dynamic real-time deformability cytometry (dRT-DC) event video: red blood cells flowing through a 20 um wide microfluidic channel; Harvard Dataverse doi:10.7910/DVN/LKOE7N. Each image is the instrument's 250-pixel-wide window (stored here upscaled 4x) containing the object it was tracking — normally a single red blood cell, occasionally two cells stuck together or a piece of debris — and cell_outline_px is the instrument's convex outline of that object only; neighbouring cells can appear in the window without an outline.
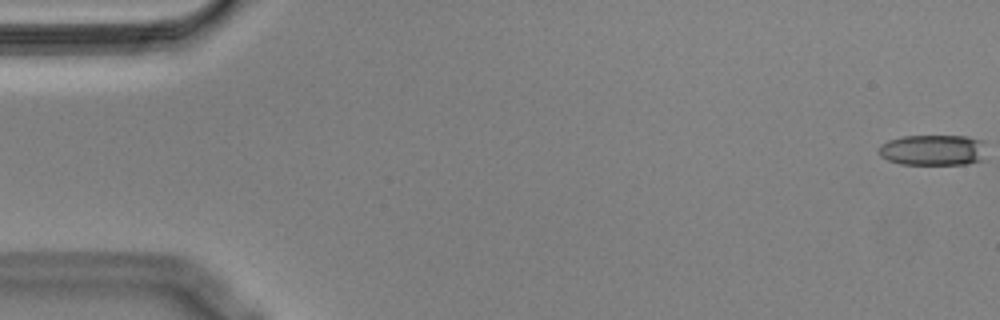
{"species": "Egyptian fruit bat (a non-hibernating species)", "species_latin": "Rousettus aegyptiacus", "temperature_condition": "cold", "stored_images_in_passage": 56, "camera_frame_rate_fps": 3000, "um_per_image_px": 0.085, "animal": {"sex": "male"}, "frame": {"image": 1, "passage_image": 1, "time_ms": 0.0, "image_size_px": [1000, 320], "cell_outline_px": [[984, 160], [968, 164], [900, 164], [888, 160], [880, 156], [880, 144], [888, 140], [904, 136], [968, 136], [984, 140]], "centroid_in_image_um": [79.34, 12.75], "position_along_channel_um": 5.7, "area_um2": 19.48}}
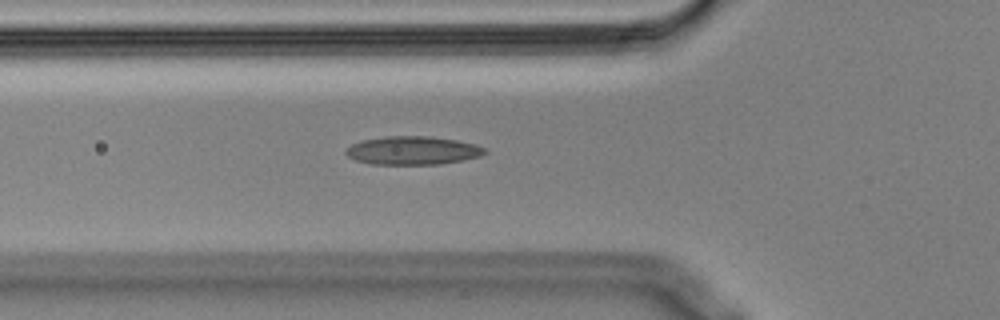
{"frame": {"image": 2, "passage_image": 20, "time_ms": 6.333, "image_size_px": [1000, 320], "cell_outline_px": [[488, 152], [480, 156], [440, 164], [372, 164], [356, 160], [348, 156], [344, 152], [352, 144], [360, 140], [384, 136], [432, 136], [456, 140], [476, 144], [484, 148]], "centroid_in_image_um": [35.07, 12.78], "position_along_channel_um": 90.7, "area_um2": 22.95}}
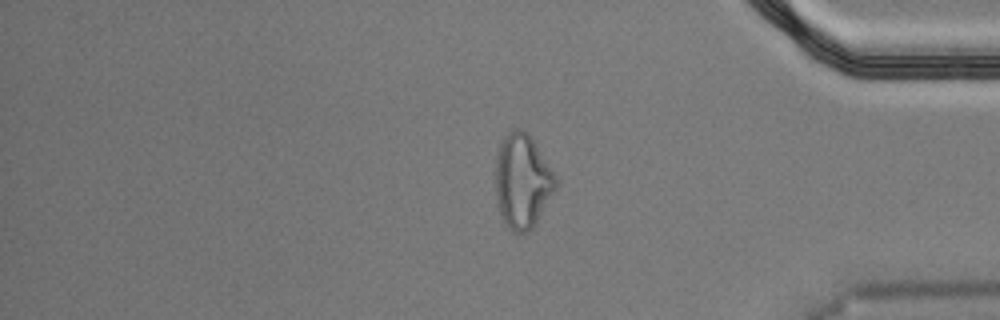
{"frame": {"image": 3, "passage_image": 47, "time_ms": 15.333, "image_size_px": [1000, 320], "cell_outline_px": [[560, 180], [556, 188], [536, 224], [524, 236], [512, 232], [508, 228], [500, 216], [496, 196], [496, 156], [500, 144], [504, 136], [512, 128], [520, 128], [528, 132]], "centroid_in_image_um": [44.42, 15.42], "position_along_channel_um": 390.8, "area_um2": 33.76}, "authors_computed_cell_mechanics": {"area_um2": 22.1085, "velocity_mm_per_s": 3.5818, "shape_relaxation_time_tau1_ms": null, "shape_relaxation_time_tau2_ms": 2.4581, "deformation_change_tau1": null, "deformation_change_tau2": 0.1104}}